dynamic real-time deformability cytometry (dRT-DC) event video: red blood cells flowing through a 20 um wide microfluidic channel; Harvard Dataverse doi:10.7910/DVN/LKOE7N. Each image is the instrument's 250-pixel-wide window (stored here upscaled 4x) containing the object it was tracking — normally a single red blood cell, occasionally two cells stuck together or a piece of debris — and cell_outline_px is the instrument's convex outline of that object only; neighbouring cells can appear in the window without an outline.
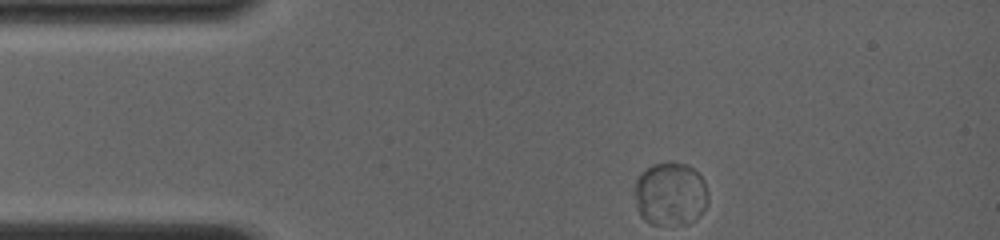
{"species": "common noctule bat (a hibernating species)", "species_latin": "Nyctalus noctula", "temperature_condition": "room temperature", "stored_images_in_passage": 5, "camera_frame_rate_fps": 4000, "um_per_image_px": 0.085, "animal": {"sex": "female", "body_mass_g": 19.0, "forearm_length_mm": 56.7}, "frame": {"image": 1, "passage_image": 1, "time_ms": 0.0, "image_size_px": [1000, 240], "cell_outline_px": [[708, 204], [700, 216], [688, 224], [652, 224], [644, 220], [640, 216], [636, 204], [636, 180], [640, 172], [652, 164], [668, 160], [688, 164], [704, 180], [708, 192]], "centroid_in_image_um": [57.0, 16.46], "position_along_channel_um": 28.0, "area_um2": 27.63}}